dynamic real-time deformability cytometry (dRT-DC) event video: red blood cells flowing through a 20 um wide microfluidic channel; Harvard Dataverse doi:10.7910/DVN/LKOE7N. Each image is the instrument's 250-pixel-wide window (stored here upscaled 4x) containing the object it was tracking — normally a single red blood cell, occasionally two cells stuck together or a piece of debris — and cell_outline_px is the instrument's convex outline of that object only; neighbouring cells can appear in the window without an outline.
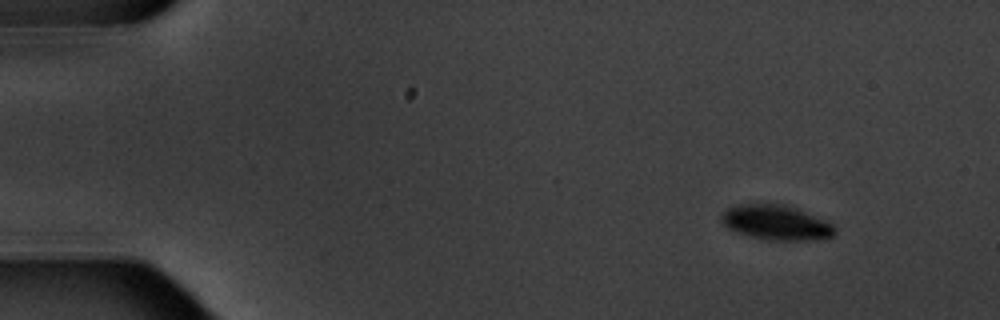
{"species": "common noctule bat (a hibernating species)", "species_latin": "Nyctalus noctula", "temperature_condition": "warm", "stored_images_in_passage": 5, "camera_frame_rate_fps": 3000, "um_per_image_px": 0.085, "animal": {"sex": "male", "body_mass_g": 20.1, "forearm_length_mm": 53.5}, "frame": {"image": 1, "passage_image": 1, "time_ms": 0.0, "image_size_px": [1000, 320], "cell_outline_px": [[836, 232], [832, 236], [800, 240], [768, 240], [752, 236], [728, 228], [720, 220], [720, 216], [728, 208], [736, 204], [788, 204], [824, 220], [832, 224], [836, 228]], "centroid_in_image_um": [65.95, 18.89], "position_along_channel_um": 19.0, "area_um2": 22.66}}
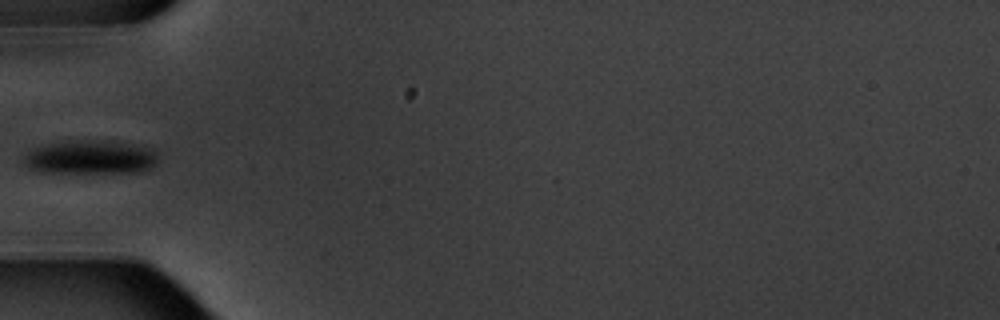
{"frame": {"image": 2, "passage_image": 5, "time_ms": 4.667, "image_size_px": [1000, 320], "cell_outline_px": [[156, 164], [152, 168], [144, 172], [36, 172], [28, 168], [24, 164], [24, 156], [28, 152], [36, 148], [52, 144], [128, 144], [144, 148], [156, 152]], "centroid_in_image_um": [7.68, 13.47], "position_along_channel_um": 77.3, "area_um2": 24.51}}